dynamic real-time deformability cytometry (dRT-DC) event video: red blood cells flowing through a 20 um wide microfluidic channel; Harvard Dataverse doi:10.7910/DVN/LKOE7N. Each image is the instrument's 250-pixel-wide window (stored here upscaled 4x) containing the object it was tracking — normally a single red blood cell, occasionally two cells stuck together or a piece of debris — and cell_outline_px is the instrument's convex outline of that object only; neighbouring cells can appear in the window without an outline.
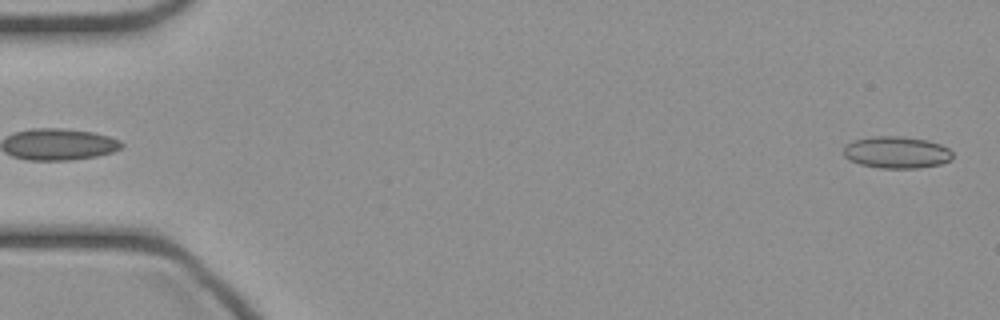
{"species": "common noctule bat (a hibernating species)", "species_latin": "Nyctalus noctula", "temperature_condition": "cold", "stored_images_in_passage": 46, "camera_frame_rate_fps": 3000, "um_per_image_px": 0.085, "animal": {"sex": "female", "body_mass_g": 21.9}, "frame": {"image": 1, "passage_image": 1, "time_ms": 0.0, "image_size_px": [1000, 320], "cell_outline_px": [[952, 160], [940, 164], [916, 168], [880, 168], [860, 164], [848, 160], [844, 156], [844, 144], [852, 140], [872, 136], [900, 136], [928, 140], [940, 144], [948, 148], [952, 152]], "centroid_in_image_um": [76.18, 12.94], "position_along_channel_um": 8.8, "area_um2": 20.46}}
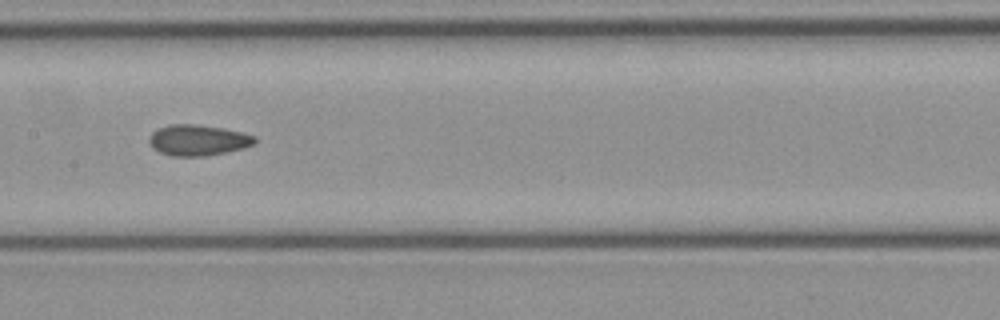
{"frame": {"image": 2, "passage_image": 23, "time_ms": 7.333, "image_size_px": [1000, 320], "cell_outline_px": [[256, 144], [244, 148], [204, 156], [172, 156], [160, 152], [152, 148], [148, 140], [148, 136], [156, 128], [168, 124], [196, 124], [224, 128], [256, 136]], "centroid_in_image_um": [16.8, 11.9], "position_along_channel_um": 190.6, "area_um2": 19.19}}
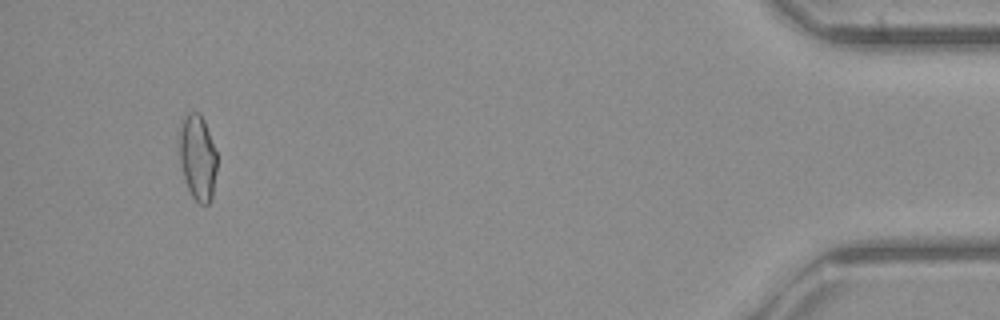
{"frame": {"image": 3, "passage_image": 44, "time_ms": 14.333, "image_size_px": [1000, 320], "cell_outline_px": [[216, 172], [212, 196], [208, 204], [200, 204], [192, 196], [188, 188], [184, 176], [180, 160], [180, 124], [184, 112], [200, 112], [204, 120], [216, 152]], "centroid_in_image_um": [16.79, 13.34], "position_along_channel_um": 418.4, "area_um2": 18.61}}